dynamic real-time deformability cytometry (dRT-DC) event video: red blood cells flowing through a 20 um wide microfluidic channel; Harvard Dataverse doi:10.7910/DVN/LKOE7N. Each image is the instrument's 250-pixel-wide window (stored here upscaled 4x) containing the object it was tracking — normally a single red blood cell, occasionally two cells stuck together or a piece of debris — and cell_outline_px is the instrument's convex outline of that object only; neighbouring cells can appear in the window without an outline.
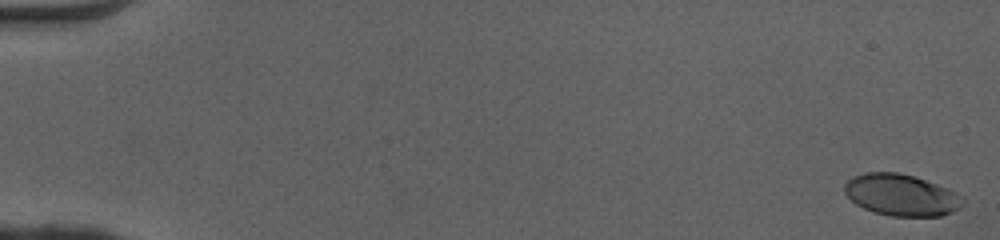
{"species": "human", "species_latin": "Homo sapiens", "temperature_condition": "cold", "stored_images_in_passage": 51, "camera_frame_rate_fps": 3000, "um_per_image_px": 0.085, "donor": {"sex": "female"}, "frame": {"image": 1, "passage_image": 1, "time_ms": 0.0, "image_size_px": [1000, 240], "cell_outline_px": [[964, 200], [956, 208], [940, 216], [892, 216], [872, 212], [856, 204], [844, 192], [844, 184], [852, 176], [868, 172], [896, 172], [912, 176], [948, 188], [964, 196]], "centroid_in_image_um": [76.56, 16.57], "position_along_channel_um": 8.4, "area_um2": 28.38}}
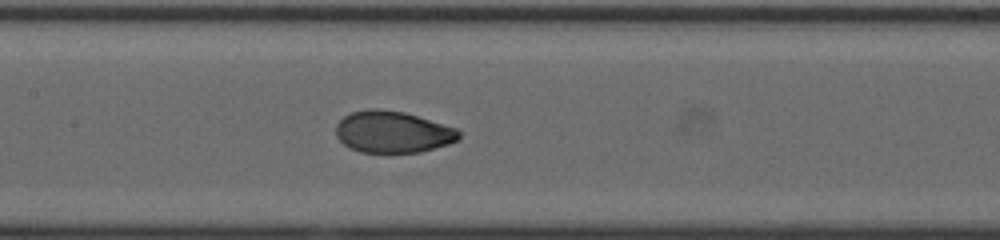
{"frame": {"image": 2, "passage_image": 26, "time_ms": 8.333, "image_size_px": [1000, 240], "cell_outline_px": [[460, 136], [456, 140], [448, 144], [420, 152], [388, 156], [360, 152], [348, 148], [336, 136], [336, 124], [344, 116], [352, 112], [368, 108], [380, 108], [404, 112], [456, 128], [460, 132]], "centroid_in_image_um": [33.33, 11.26], "position_along_channel_um": 174.1, "area_um2": 30.69}}
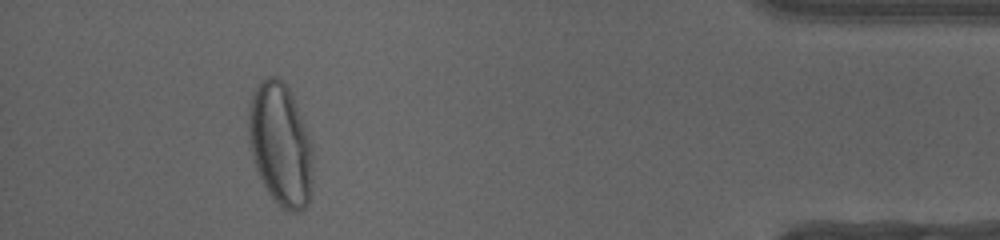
{"frame": {"image": 3, "passage_image": 47, "time_ms": 15.333, "image_size_px": [1000, 240], "cell_outline_px": [[312, 188], [308, 204], [300, 212], [288, 212], [268, 192], [260, 180], [252, 160], [248, 140], [248, 104], [252, 92], [268, 76], [276, 76], [292, 92], [312, 140]], "centroid_in_image_um": [23.84, 12.28], "position_along_channel_um": 411.4, "area_um2": 46.76}, "authors_computed_cell_mechanics": {"area_um2": 30.056, "velocity_mm_per_s": 4.1037, "shape_relaxation_time_tau1_ms": 3.1156, "shape_relaxation_time_tau2_ms": null, "deformation_change_tau1": 0.168, "deformation_change_tau2": null}}